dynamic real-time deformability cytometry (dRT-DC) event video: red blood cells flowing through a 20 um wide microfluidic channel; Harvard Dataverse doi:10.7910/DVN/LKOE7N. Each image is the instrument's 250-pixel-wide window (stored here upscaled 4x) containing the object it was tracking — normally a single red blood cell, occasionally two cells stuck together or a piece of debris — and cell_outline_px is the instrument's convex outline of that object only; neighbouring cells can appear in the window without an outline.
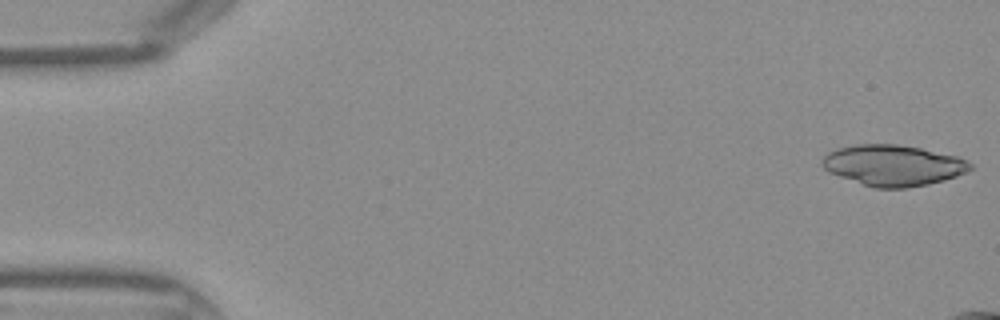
{"species": "Egyptian fruit bat (a non-hibernating species)", "species_latin": "Rousettus aegyptiacus", "temperature_condition": "warm", "stored_images_in_passage": 9, "camera_frame_rate_fps": 3000, "um_per_image_px": 0.085, "frame": {"image": 1, "passage_image": 1, "time_ms": 0.0, "image_size_px": [1000, 320], "cell_outline_px": [[972, 168], [968, 172], [944, 180], [928, 184], [908, 188], [872, 188], [828, 172], [820, 164], [824, 156], [828, 152], [836, 148], [856, 144], [896, 144], [920, 148], [956, 156], [968, 160], [972, 164]], "centroid_in_image_um": [75.9, 14.06], "position_along_channel_um": 9.1, "area_um2": 35.49}}